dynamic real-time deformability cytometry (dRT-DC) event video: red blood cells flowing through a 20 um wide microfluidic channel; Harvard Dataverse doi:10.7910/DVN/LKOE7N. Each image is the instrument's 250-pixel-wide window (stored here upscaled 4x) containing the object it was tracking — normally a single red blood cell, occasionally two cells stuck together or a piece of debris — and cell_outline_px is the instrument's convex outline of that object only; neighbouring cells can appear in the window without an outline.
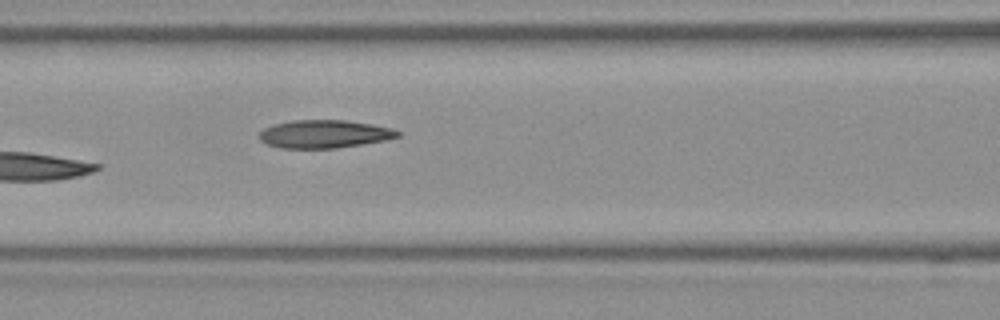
{"species": "Egyptian fruit bat (a non-hibernating species)", "species_latin": "Rousettus aegyptiacus", "temperature_condition": "room temperature", "stored_images_in_passage": 7, "camera_frame_rate_fps": 3000, "um_per_image_px": 0.085, "frame": {"image": 1, "passage_image": 7, "time_ms": 2.0, "image_size_px": [1000, 320], "cell_outline_px": [[400, 136], [388, 140], [336, 148], [280, 148], [264, 144], [260, 140], [260, 132], [264, 128], [272, 124], [292, 120], [344, 120], [372, 124], [392, 128], [400, 132]], "centroid_in_image_um": [27.56, 11.39], "position_along_channel_um": 139.0, "area_um2": 22.77}}